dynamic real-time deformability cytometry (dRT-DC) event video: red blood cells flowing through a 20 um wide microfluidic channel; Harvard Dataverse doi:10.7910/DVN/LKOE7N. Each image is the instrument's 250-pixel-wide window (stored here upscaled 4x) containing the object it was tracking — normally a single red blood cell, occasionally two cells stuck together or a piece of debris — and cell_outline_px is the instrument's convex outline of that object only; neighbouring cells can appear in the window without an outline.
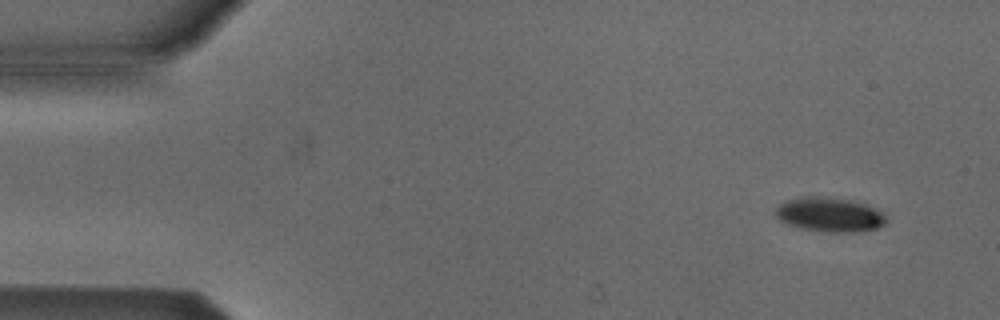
{"species": "Egyptian fruit bat (a non-hibernating species)", "species_latin": "Rousettus aegyptiacus", "temperature_condition": "cold", "stored_images_in_passage": 4, "camera_frame_rate_fps": 3000, "um_per_image_px": 0.085, "animal": {"sex": "male"}, "frame": {"image": 1, "passage_image": 1, "time_ms": 0.0, "image_size_px": [1000, 320], "cell_outline_px": [[888, 220], [884, 224], [876, 228], [860, 232], [828, 232], [800, 228], [788, 224], [780, 220], [776, 216], [776, 208], [780, 204], [788, 200], [808, 196], [816, 196], [852, 200], [876, 208], [884, 212]], "centroid_in_image_um": [70.56, 18.25], "position_along_channel_um": 14.4, "area_um2": 22.14}}
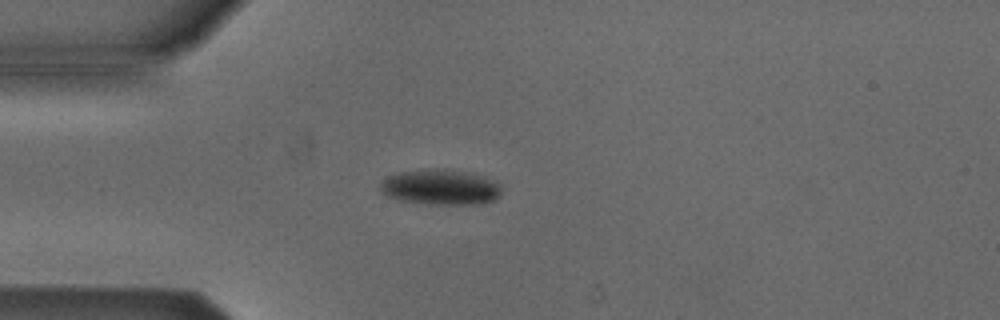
{"frame": {"image": 2, "passage_image": 3, "time_ms": 3.333, "image_size_px": [1000, 320], "cell_outline_px": [[500, 196], [496, 200], [484, 204], [428, 204], [400, 200], [388, 196], [380, 188], [380, 184], [388, 176], [400, 172], [444, 168], [472, 172], [496, 180], [500, 184]], "centroid_in_image_um": [37.53, 15.91], "position_along_channel_um": 47.5, "area_um2": 25.2}}